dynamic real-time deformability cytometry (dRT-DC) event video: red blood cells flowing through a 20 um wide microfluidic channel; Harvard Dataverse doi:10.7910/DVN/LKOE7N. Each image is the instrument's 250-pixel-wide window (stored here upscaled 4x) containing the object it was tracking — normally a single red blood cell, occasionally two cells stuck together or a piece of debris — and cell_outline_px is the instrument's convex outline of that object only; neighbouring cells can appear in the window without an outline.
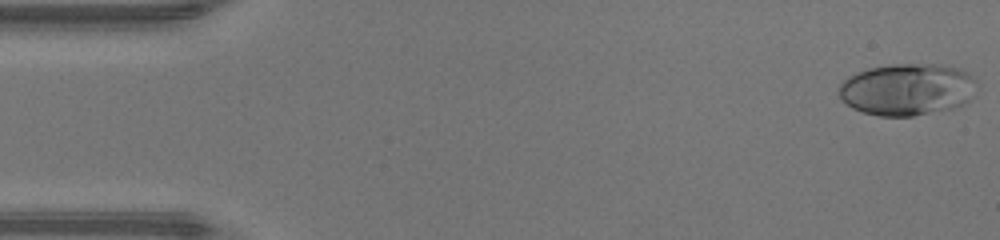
{"species": "human", "species_latin": "Homo sapiens", "temperature_condition": "warm", "stored_images_in_passage": 47, "camera_frame_rate_fps": 3000, "um_per_image_px": 0.085, "donor": {"sex": "male"}, "frame": {"image": 1, "passage_image": 1, "time_ms": 0.0, "image_size_px": [1000, 240], "cell_outline_px": [[976, 96], [972, 100], [964, 104], [952, 108], [912, 116], [880, 116], [864, 112], [852, 108], [836, 92], [840, 84], [848, 76], [856, 72], [868, 68], [888, 64], [940, 64], [960, 68], [968, 72], [976, 80]], "centroid_in_image_um": [77.15, 7.58], "position_along_channel_um": 7.8, "area_um2": 42.31}}
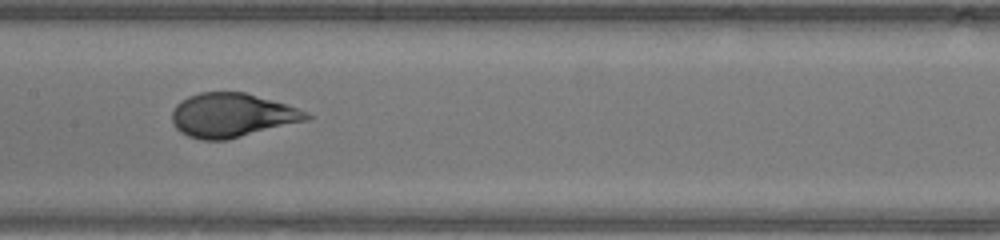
{"frame": {"image": 2, "passage_image": 23, "time_ms": 7.333, "image_size_px": [1000, 240], "cell_outline_px": [[312, 116], [308, 120], [228, 140], [200, 140], [188, 136], [180, 132], [172, 124], [172, 112], [176, 104], [180, 100], [188, 96], [200, 92], [244, 92], [272, 100], [308, 112]], "centroid_in_image_um": [19.68, 9.81], "position_along_channel_um": 187.7, "area_um2": 34.56}}
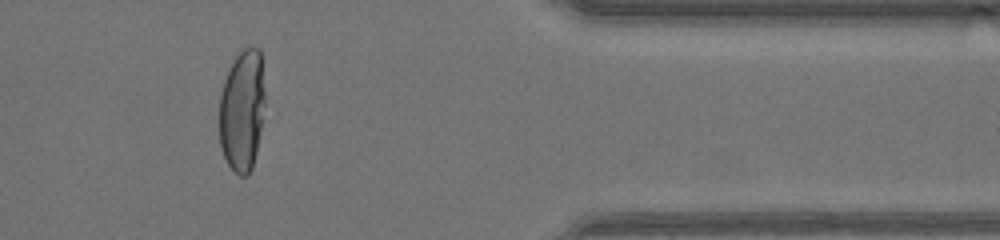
{"frame": {"image": 3, "passage_image": 39, "time_ms": 12.667, "image_size_px": [1000, 240], "cell_outline_px": [[264, 104], [256, 152], [252, 168], [248, 176], [240, 176], [228, 164], [224, 156], [220, 144], [220, 92], [224, 80], [240, 48], [260, 48], [264, 88]], "centroid_in_image_um": [20.58, 9.37], "position_along_channel_um": 390.8, "area_um2": 32.08}, "authors_computed_cell_mechanics": {"area_um2": 36.2406, "velocity_mm_per_s": 4.3154, "shape_relaxation_time_tau1_ms": 5.3204, "shape_relaxation_time_tau2_ms": null, "deformation_change_tau1": 0.2875, "deformation_change_tau2": null}}